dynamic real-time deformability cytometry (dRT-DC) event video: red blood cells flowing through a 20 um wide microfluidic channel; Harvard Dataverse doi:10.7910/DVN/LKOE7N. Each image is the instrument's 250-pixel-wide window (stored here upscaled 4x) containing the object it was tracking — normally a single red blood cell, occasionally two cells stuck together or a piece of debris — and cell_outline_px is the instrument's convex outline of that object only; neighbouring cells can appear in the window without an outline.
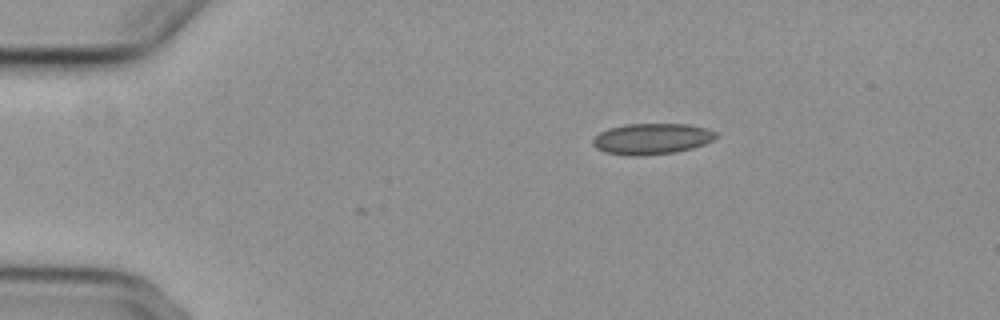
{"species": "common noctule bat (a hibernating species)", "species_latin": "Nyctalus noctula", "temperature_condition": "cold", "stored_images_in_passage": 4, "camera_frame_rate_fps": 3000, "um_per_image_px": 0.085, "animal": {"sex": "female", "body_mass_g": 29.2, "forearm_length_mm": 56.3}, "frame": {"image": 1, "passage_image": 1, "time_ms": 0.0, "image_size_px": [1000, 320], "cell_outline_px": [[716, 136], [712, 140], [704, 144], [692, 148], [676, 152], [640, 156], [628, 156], [604, 152], [596, 148], [592, 144], [592, 140], [600, 132], [608, 128], [624, 124], [688, 124], [704, 128], [716, 132]], "centroid_in_image_um": [55.35, 11.8], "position_along_channel_um": 29.6, "area_um2": 22.25}}